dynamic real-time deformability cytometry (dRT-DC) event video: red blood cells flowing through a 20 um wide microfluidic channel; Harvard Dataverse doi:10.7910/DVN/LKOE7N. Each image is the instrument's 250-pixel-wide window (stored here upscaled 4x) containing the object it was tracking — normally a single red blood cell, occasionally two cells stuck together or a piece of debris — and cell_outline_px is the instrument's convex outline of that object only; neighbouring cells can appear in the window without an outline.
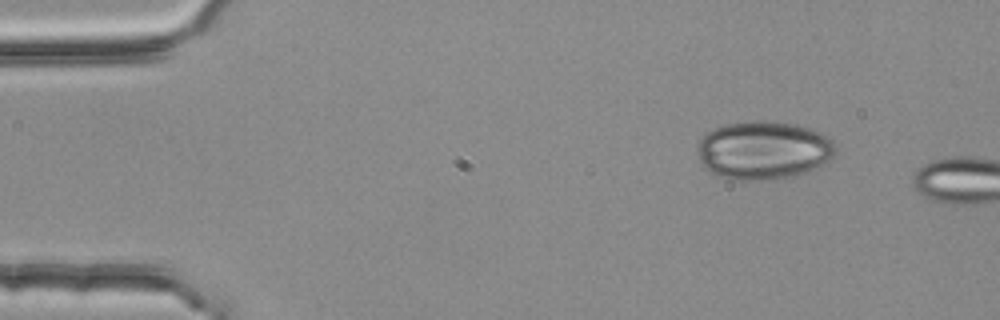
{"species": "common noctule bat (a hibernating species)", "species_latin": "Nyctalus noctula", "temperature_condition": "room temperature", "stored_images_in_passage": 2, "camera_frame_rate_fps": 3000, "um_per_image_px": 0.085, "animal": {"sex": "female", "body_mass_g": 25.1}, "frame": {"image": 1, "passage_image": 1, "time_ms": 0.0, "image_size_px": [1000, 320], "cell_outline_px": [[836, 152], [824, 164], [816, 168], [804, 172], [776, 180], [732, 180], [720, 176], [704, 168], [700, 160], [696, 148], [700, 140], [712, 128], [724, 124], [756, 120], [796, 124], [820, 132], [832, 140], [836, 144]], "centroid_in_image_um": [64.88, 12.77], "position_along_channel_um": 20.1, "area_um2": 47.11}}